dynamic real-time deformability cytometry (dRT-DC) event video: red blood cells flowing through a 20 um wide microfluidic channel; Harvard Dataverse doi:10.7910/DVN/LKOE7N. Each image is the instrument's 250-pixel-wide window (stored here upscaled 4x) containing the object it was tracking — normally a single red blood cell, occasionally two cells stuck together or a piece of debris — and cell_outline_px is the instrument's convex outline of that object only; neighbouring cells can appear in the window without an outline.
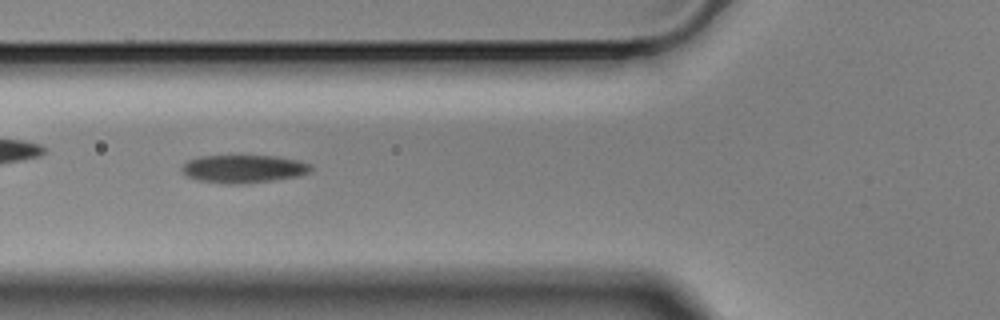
{"species": "Egyptian fruit bat (a non-hibernating species)", "species_latin": "Rousettus aegyptiacus", "temperature_condition": "cold", "stored_images_in_passage": 55, "camera_frame_rate_fps": 3000, "um_per_image_px": 0.085, "animal": {"sex": "male"}, "frame": {"image": 1, "passage_image": 20, "time_ms": 6.333, "image_size_px": [1000, 320], "cell_outline_px": [[312, 168], [308, 172], [296, 176], [272, 180], [240, 184], [228, 184], [196, 180], [184, 176], [180, 168], [188, 160], [200, 156], [276, 156], [296, 160], [312, 164]], "centroid_in_image_um": [20.63, 14.35], "position_along_channel_um": 105.2, "area_um2": 20.98}}
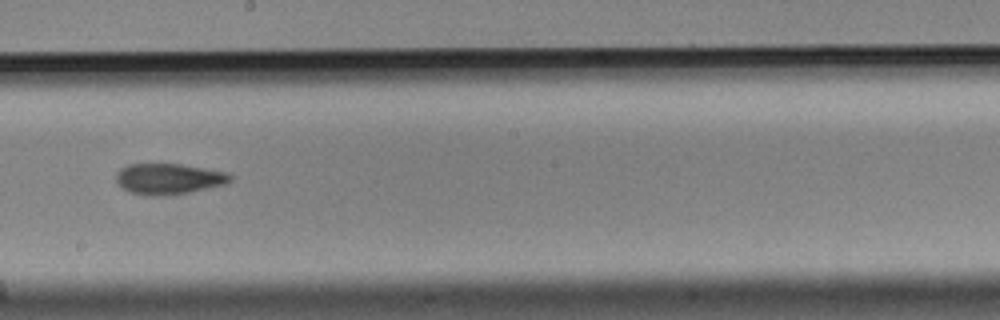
{"frame": {"image": 2, "passage_image": 31, "time_ms": 10.0, "image_size_px": [1000, 320], "cell_outline_px": [[232, 180], [228, 184], [188, 192], [156, 196], [144, 196], [132, 192], [124, 188], [116, 180], [116, 176], [120, 168], [128, 164], [180, 164], [228, 172], [232, 176]], "centroid_in_image_um": [14.37, 15.2], "position_along_channel_um": 233.8, "area_um2": 20.4}}
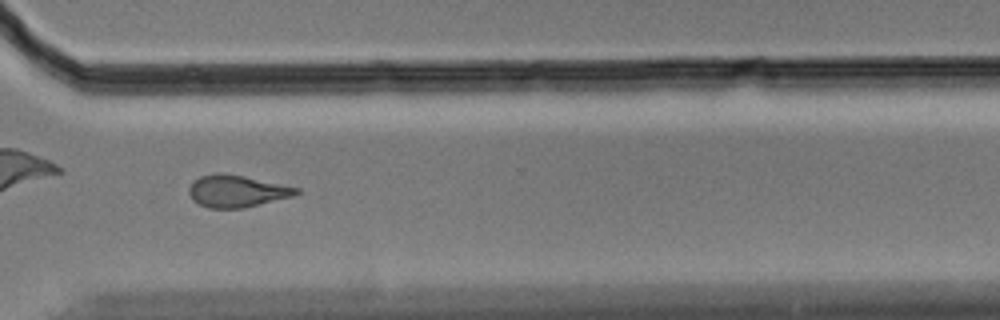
{"frame": {"image": 3, "passage_image": 41, "time_ms": 13.333, "image_size_px": [1000, 320], "cell_outline_px": [[300, 192], [292, 196], [244, 208], [208, 208], [192, 200], [188, 192], [188, 188], [200, 176], [216, 172], [244, 176], [300, 188]], "centroid_in_image_um": [20.11, 16.25], "position_along_channel_um": 350.5, "area_um2": 19.88}}